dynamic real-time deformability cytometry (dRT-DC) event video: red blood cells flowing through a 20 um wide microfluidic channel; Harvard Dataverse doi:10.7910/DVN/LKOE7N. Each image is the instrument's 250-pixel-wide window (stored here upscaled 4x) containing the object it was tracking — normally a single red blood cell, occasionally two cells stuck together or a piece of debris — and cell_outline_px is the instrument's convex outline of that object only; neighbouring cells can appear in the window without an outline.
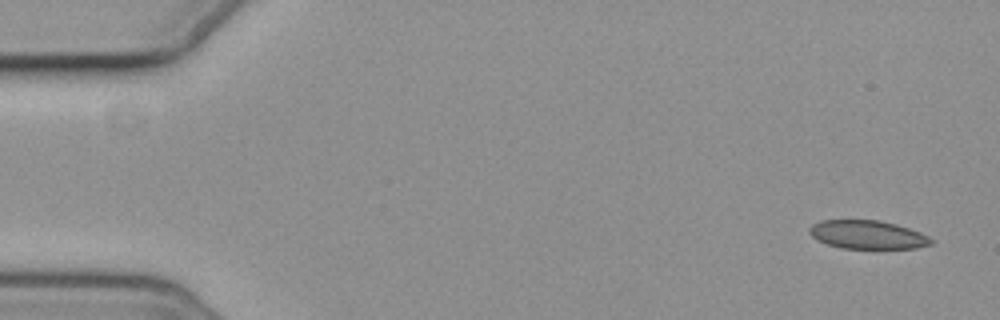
{"species": "common noctule bat (a hibernating species)", "species_latin": "Nyctalus noctula", "temperature_condition": "cold", "stored_images_in_passage": 5, "segment_of_instrument_passage": [1, 2], "camera_frame_rate_fps": 3000, "um_per_image_px": 0.085, "animal": {"sex": "female", "body_mass_g": 19.3, "forearm_length_mm": 54.1}, "frame": {"image": 1, "passage_image": 1, "time_ms": 0.0, "image_size_px": [1000, 320], "cell_outline_px": [[936, 240], [932, 244], [916, 248], [840, 248], [828, 244], [812, 236], [808, 232], [808, 228], [812, 224], [820, 220], [880, 220], [896, 224], [920, 232]], "centroid_in_image_um": [73.76, 19.94], "position_along_channel_um": 11.2, "area_um2": 20.23}}
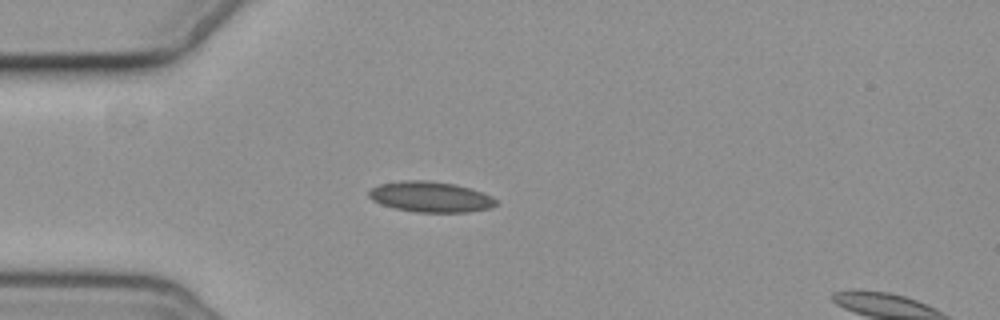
{"frame": {"image": 2, "passage_image": 4, "time_ms": 4.333, "image_size_px": [1000, 320], "cell_outline_px": [[496, 204], [492, 208], [468, 212], [416, 212], [396, 208], [380, 204], [372, 200], [368, 196], [368, 192], [372, 188], [380, 184], [404, 180], [428, 180], [452, 184], [468, 188], [492, 196], [496, 200]], "centroid_in_image_um": [36.58, 16.74], "position_along_channel_um": 48.4, "area_um2": 22.48}}